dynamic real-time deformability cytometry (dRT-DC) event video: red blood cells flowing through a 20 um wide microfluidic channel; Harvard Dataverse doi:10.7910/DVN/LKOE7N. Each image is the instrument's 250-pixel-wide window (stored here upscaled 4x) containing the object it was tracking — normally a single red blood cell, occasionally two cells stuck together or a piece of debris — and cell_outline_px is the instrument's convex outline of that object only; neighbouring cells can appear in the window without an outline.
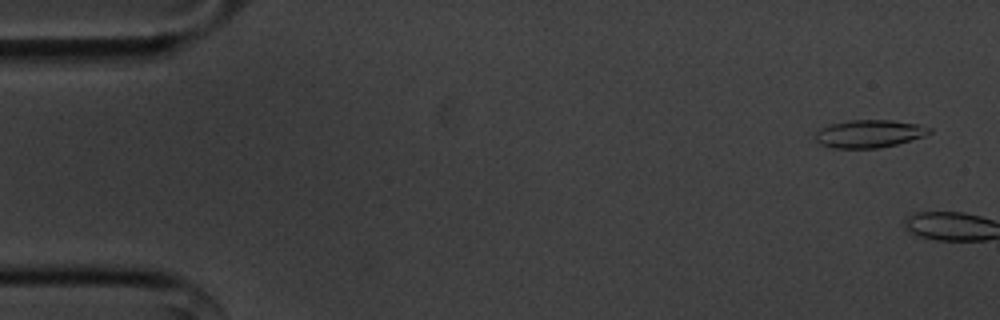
{"species": "common noctule bat (a hibernating species)", "species_latin": "Nyctalus noctula", "temperature_condition": "cold", "stored_images_in_passage": 5, "camera_frame_rate_fps": 3000, "um_per_image_px": 0.085, "animal": {"sex": "male", "body_mass_g": 20.1, "forearm_length_mm": 53.5}, "frame": {"image": 1, "passage_image": 3, "time_ms": 0.667, "image_size_px": [1000, 320], "cell_outline_px": [[932, 132], [924, 136], [896, 144], [876, 148], [832, 148], [820, 144], [816, 140], [816, 132], [820, 128], [832, 124], [852, 120], [892, 120], [920, 124], [932, 128]], "centroid_in_image_um": [73.91, 11.36], "position_along_channel_um": 11.1, "area_um2": 18.38}}